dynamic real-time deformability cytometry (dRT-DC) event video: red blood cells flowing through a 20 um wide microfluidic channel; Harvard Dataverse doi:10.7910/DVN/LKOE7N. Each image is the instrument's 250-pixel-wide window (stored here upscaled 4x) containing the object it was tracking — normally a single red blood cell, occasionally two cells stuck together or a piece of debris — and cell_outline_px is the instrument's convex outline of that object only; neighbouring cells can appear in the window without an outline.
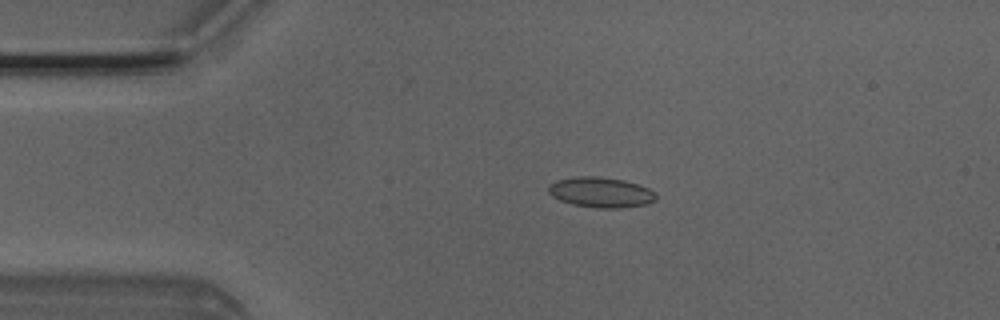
{"species": "Egyptian fruit bat (a non-hibernating species)", "species_latin": "Rousettus aegyptiacus", "temperature_condition": "room temperature", "stored_images_in_passage": 4, "camera_frame_rate_fps": 3000, "um_per_image_px": 0.085, "animal": {"sex": "male"}, "frame": {"image": 1, "passage_image": 3, "time_ms": 0.667, "image_size_px": [1000, 320], "cell_outline_px": [[656, 200], [648, 204], [620, 208], [596, 208], [572, 204], [560, 200], [552, 196], [548, 192], [548, 184], [556, 180], [576, 176], [596, 176], [624, 180], [640, 184], [656, 192]], "centroid_in_image_um": [51.08, 16.34], "position_along_channel_um": 33.9, "area_um2": 19.25}}